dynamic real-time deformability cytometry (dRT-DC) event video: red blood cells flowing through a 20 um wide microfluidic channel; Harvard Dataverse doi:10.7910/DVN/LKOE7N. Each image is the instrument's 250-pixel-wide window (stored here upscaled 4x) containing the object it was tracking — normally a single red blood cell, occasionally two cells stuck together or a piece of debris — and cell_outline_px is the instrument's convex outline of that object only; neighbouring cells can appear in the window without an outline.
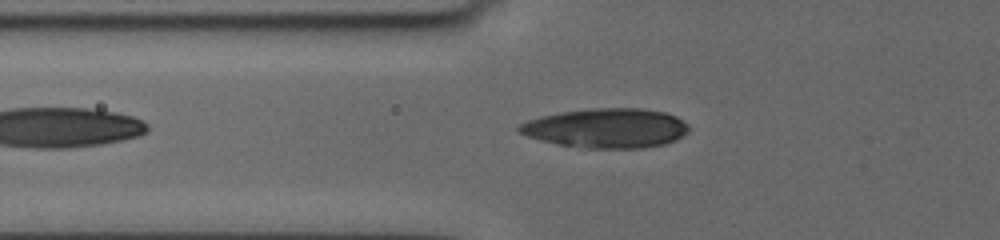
{"species": "human", "species_latin": "Homo sapiens", "temperature_condition": "cold", "stored_images_in_passage": 17, "camera_frame_rate_fps": 3000, "um_per_image_px": 0.085, "donor": {"sex": "female"}, "frame": {"image": 1, "passage_image": 2, "time_ms": 0.333, "image_size_px": [1000, 240], "cell_outline_px": [[688, 132], [676, 140], [664, 144], [640, 148], [588, 148], [556, 144], [540, 140], [516, 132], [516, 128], [520, 124], [528, 120], [540, 116], [560, 112], [592, 108], [640, 108], [664, 112], [676, 116], [688, 124]], "centroid_in_image_um": [51.52, 10.89], "position_along_channel_um": 74.3, "area_um2": 39.13}}
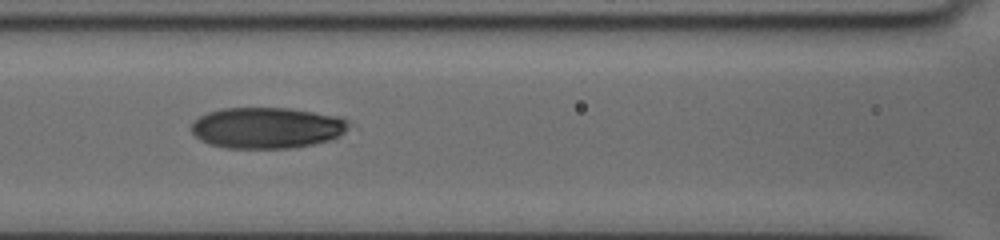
{"frame": {"image": 2, "passage_image": 12, "time_ms": 2.333, "image_size_px": [1000, 240], "cell_outline_px": [[356, 124], [340, 136], [328, 140], [312, 144], [288, 148], [224, 148], [208, 144], [200, 140], [192, 132], [192, 124], [200, 116], [208, 112], [224, 108], [288, 108], [344, 116], [352, 120]], "centroid_in_image_um": [22.79, 10.85], "position_along_channel_um": 143.8, "area_um2": 38.26}}
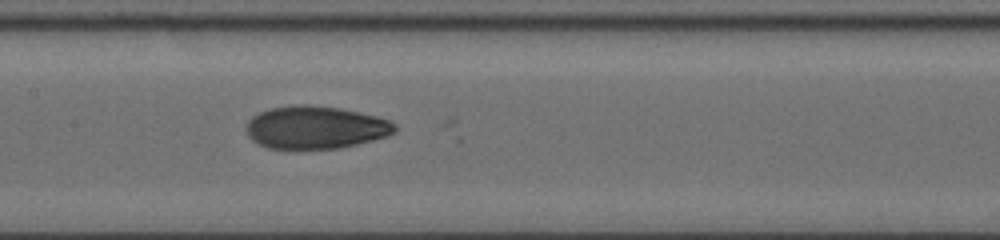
{"frame": {"image": 3, "passage_image": 16, "time_ms": 3.333, "image_size_px": [1000, 240], "cell_outline_px": [[396, 132], [388, 136], [356, 144], [336, 148], [268, 148], [252, 140], [248, 136], [244, 128], [248, 120], [252, 116], [260, 112], [272, 108], [296, 104], [308, 104], [340, 108], [376, 116], [392, 120], [396, 124]], "centroid_in_image_um": [26.82, 10.82], "position_along_channel_um": 180.6, "area_um2": 37.05}}